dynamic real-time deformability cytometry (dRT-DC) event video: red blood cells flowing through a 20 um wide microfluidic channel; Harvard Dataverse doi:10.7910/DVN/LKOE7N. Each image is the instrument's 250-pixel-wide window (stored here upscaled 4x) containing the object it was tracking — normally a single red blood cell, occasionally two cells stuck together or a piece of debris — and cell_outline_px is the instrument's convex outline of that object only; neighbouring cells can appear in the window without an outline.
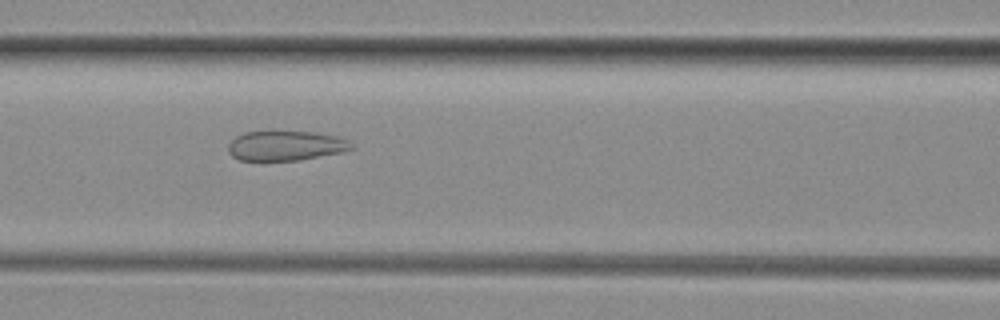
{"species": "common noctule bat (a hibernating species)", "species_latin": "Nyctalus noctula", "temperature_condition": "room temperature", "stored_images_in_passage": 30, "camera_frame_rate_fps": 3000, "um_per_image_px": 0.085, "animal": {"sex": "female", "body_mass_g": 29.2, "forearm_length_mm": 56.3}, "frame": {"image": 1, "passage_image": 6, "time_ms": 1.667, "image_size_px": [1000, 320], "cell_outline_px": [[352, 148], [344, 152], [300, 160], [264, 164], [240, 160], [232, 156], [228, 152], [228, 144], [236, 136], [244, 132], [312, 132], [336, 136], [348, 140], [352, 144]], "centroid_in_image_um": [24.22, 12.44], "position_along_channel_um": 142.4, "area_um2": 22.08}}
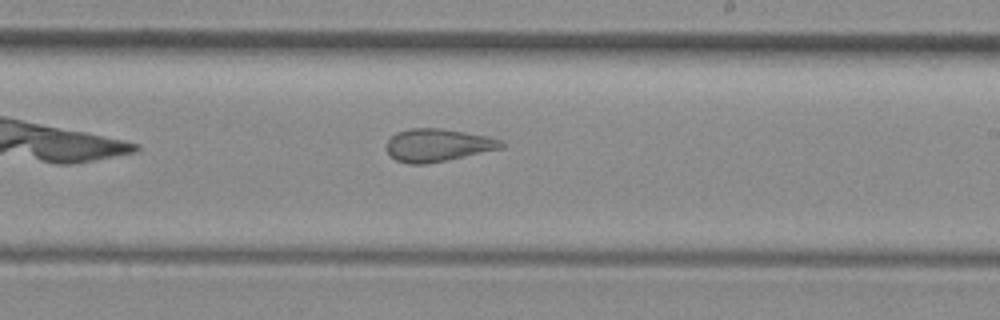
{"frame": {"image": 2, "passage_image": 14, "time_ms": 4.333, "image_size_px": [1000, 320], "cell_outline_px": [[504, 148], [448, 160], [424, 164], [408, 164], [396, 160], [388, 152], [388, 140], [396, 132], [408, 128], [440, 128], [488, 136], [504, 140]], "centroid_in_image_um": [37.25, 12.33], "position_along_channel_um": 251.7, "area_um2": 21.96}}
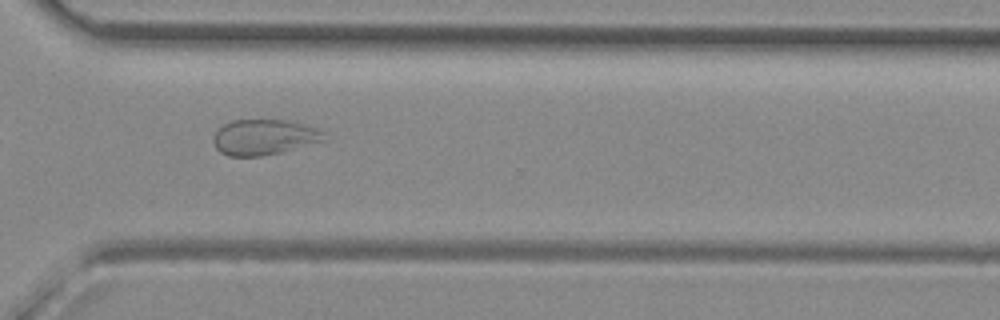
{"frame": {"image": 3, "passage_image": 21, "time_ms": 6.667, "image_size_px": [1000, 320], "cell_outline_px": [[328, 140], [280, 152], [260, 156], [228, 156], [220, 152], [216, 148], [212, 140], [212, 136], [224, 124], [232, 120], [288, 120], [320, 128], [324, 132]], "centroid_in_image_um": [22.48, 11.65], "position_along_channel_um": 348.1, "area_um2": 23.12}}